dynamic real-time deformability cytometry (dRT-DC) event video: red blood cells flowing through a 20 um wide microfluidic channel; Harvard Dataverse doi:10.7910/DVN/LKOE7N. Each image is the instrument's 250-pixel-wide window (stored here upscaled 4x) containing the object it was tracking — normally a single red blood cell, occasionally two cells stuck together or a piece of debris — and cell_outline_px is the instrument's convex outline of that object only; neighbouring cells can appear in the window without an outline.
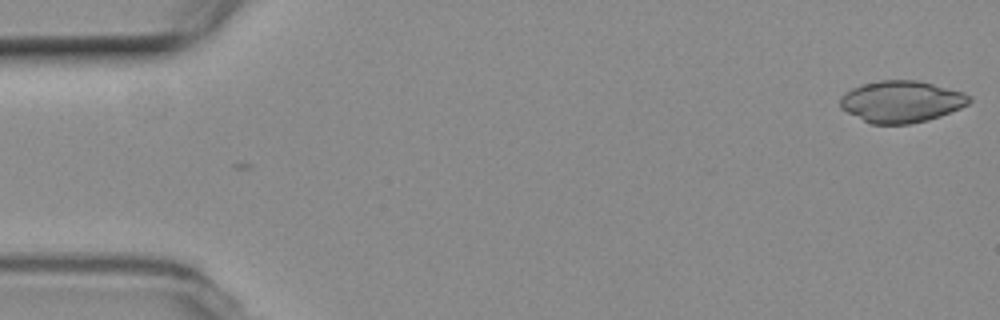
{"species": "common noctule bat (a hibernating species)", "species_latin": "Nyctalus noctula", "temperature_condition": "room temperature", "stored_images_in_passage": 3, "camera_frame_rate_fps": 3000, "um_per_image_px": 0.085, "animal": {"sex": "female", "body_mass_g": 19.3, "forearm_length_mm": 54.1}, "frame": {"image": 1, "passage_image": 3, "time_ms": 0.667, "image_size_px": [1000, 320], "cell_outline_px": [[972, 100], [968, 104], [960, 108], [940, 116], [928, 120], [912, 124], [872, 124], [840, 108], [840, 96], [844, 92], [860, 84], [880, 80], [920, 80], [964, 92], [972, 96]], "centroid_in_image_um": [76.63, 8.62], "position_along_channel_um": 8.4, "area_um2": 31.62}}